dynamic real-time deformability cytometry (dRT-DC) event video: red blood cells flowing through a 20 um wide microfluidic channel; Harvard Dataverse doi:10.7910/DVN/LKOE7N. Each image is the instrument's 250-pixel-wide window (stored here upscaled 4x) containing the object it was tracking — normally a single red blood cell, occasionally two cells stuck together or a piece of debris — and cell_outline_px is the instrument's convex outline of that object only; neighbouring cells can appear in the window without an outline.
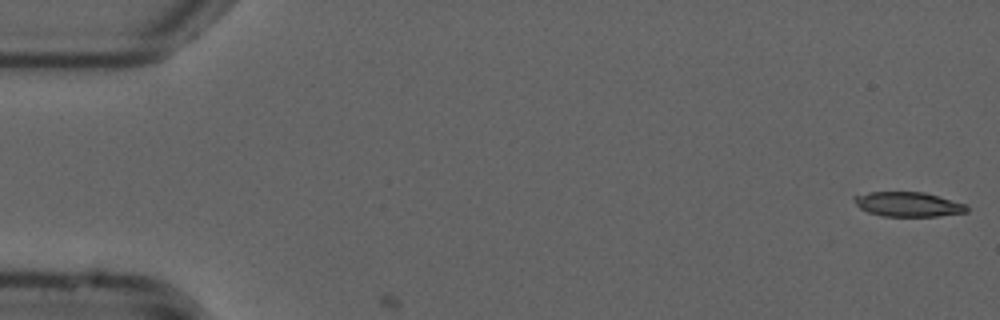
{"species": "common noctule bat (a hibernating species)", "species_latin": "Nyctalus noctula", "temperature_condition": "cold", "stored_images_in_passage": 3, "camera_frame_rate_fps": 3000, "um_per_image_px": 0.085, "animal": {"sex": "male", "forearm_length_mm": 52.5}, "frame": {"image": 1, "passage_image": 1, "time_ms": 0.0, "image_size_px": [1000, 320], "cell_outline_px": [[968, 212], [936, 216], [884, 216], [868, 212], [860, 208], [852, 200], [852, 196], [868, 192], [924, 192], [968, 204]], "centroid_in_image_um": [77.19, 17.36], "position_along_channel_um": 7.8, "area_um2": 16.24}}